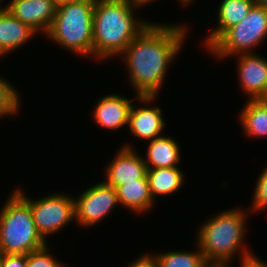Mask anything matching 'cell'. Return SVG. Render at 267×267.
Wrapping results in <instances>:
<instances>
[{
  "label": "cell",
  "instance_id": "1",
  "mask_svg": "<svg viewBox=\"0 0 267 267\" xmlns=\"http://www.w3.org/2000/svg\"><path fill=\"white\" fill-rule=\"evenodd\" d=\"M183 24L149 23L121 54L128 69L130 83L141 104L150 105L164 83L169 64L186 39Z\"/></svg>",
  "mask_w": 267,
  "mask_h": 267
},
{
  "label": "cell",
  "instance_id": "2",
  "mask_svg": "<svg viewBox=\"0 0 267 267\" xmlns=\"http://www.w3.org/2000/svg\"><path fill=\"white\" fill-rule=\"evenodd\" d=\"M140 8L126 0H95L93 12V56L105 60L120 56L149 25L134 16ZM140 20V21H139Z\"/></svg>",
  "mask_w": 267,
  "mask_h": 267
},
{
  "label": "cell",
  "instance_id": "3",
  "mask_svg": "<svg viewBox=\"0 0 267 267\" xmlns=\"http://www.w3.org/2000/svg\"><path fill=\"white\" fill-rule=\"evenodd\" d=\"M246 215L245 209H227L203 223L197 233L196 244L207 262H231L237 253L242 254L240 259L253 254L243 247Z\"/></svg>",
  "mask_w": 267,
  "mask_h": 267
},
{
  "label": "cell",
  "instance_id": "4",
  "mask_svg": "<svg viewBox=\"0 0 267 267\" xmlns=\"http://www.w3.org/2000/svg\"><path fill=\"white\" fill-rule=\"evenodd\" d=\"M94 7L95 0L57 6L46 37L72 53L93 58Z\"/></svg>",
  "mask_w": 267,
  "mask_h": 267
},
{
  "label": "cell",
  "instance_id": "5",
  "mask_svg": "<svg viewBox=\"0 0 267 267\" xmlns=\"http://www.w3.org/2000/svg\"><path fill=\"white\" fill-rule=\"evenodd\" d=\"M46 244L36 230L30 205L14 190L0 210V252L27 255Z\"/></svg>",
  "mask_w": 267,
  "mask_h": 267
},
{
  "label": "cell",
  "instance_id": "6",
  "mask_svg": "<svg viewBox=\"0 0 267 267\" xmlns=\"http://www.w3.org/2000/svg\"><path fill=\"white\" fill-rule=\"evenodd\" d=\"M266 37L267 6L254 4L242 21L225 31L207 50L221 60L252 53Z\"/></svg>",
  "mask_w": 267,
  "mask_h": 267
},
{
  "label": "cell",
  "instance_id": "7",
  "mask_svg": "<svg viewBox=\"0 0 267 267\" xmlns=\"http://www.w3.org/2000/svg\"><path fill=\"white\" fill-rule=\"evenodd\" d=\"M15 191L30 205L36 230L45 241L75 220V200L68 194L54 193L33 201L22 189Z\"/></svg>",
  "mask_w": 267,
  "mask_h": 267
},
{
  "label": "cell",
  "instance_id": "8",
  "mask_svg": "<svg viewBox=\"0 0 267 267\" xmlns=\"http://www.w3.org/2000/svg\"><path fill=\"white\" fill-rule=\"evenodd\" d=\"M74 200L75 221L83 228L99 223L119 204L117 190L104 180L87 188Z\"/></svg>",
  "mask_w": 267,
  "mask_h": 267
},
{
  "label": "cell",
  "instance_id": "9",
  "mask_svg": "<svg viewBox=\"0 0 267 267\" xmlns=\"http://www.w3.org/2000/svg\"><path fill=\"white\" fill-rule=\"evenodd\" d=\"M117 152L106 167L105 183L117 189L126 182H137L147 175L144 157L138 155L133 146L124 144Z\"/></svg>",
  "mask_w": 267,
  "mask_h": 267
},
{
  "label": "cell",
  "instance_id": "10",
  "mask_svg": "<svg viewBox=\"0 0 267 267\" xmlns=\"http://www.w3.org/2000/svg\"><path fill=\"white\" fill-rule=\"evenodd\" d=\"M237 56L238 79L248 99H267V59L256 53Z\"/></svg>",
  "mask_w": 267,
  "mask_h": 267
},
{
  "label": "cell",
  "instance_id": "11",
  "mask_svg": "<svg viewBox=\"0 0 267 267\" xmlns=\"http://www.w3.org/2000/svg\"><path fill=\"white\" fill-rule=\"evenodd\" d=\"M5 8L37 33L46 35L53 23L57 5L55 0H11Z\"/></svg>",
  "mask_w": 267,
  "mask_h": 267
},
{
  "label": "cell",
  "instance_id": "12",
  "mask_svg": "<svg viewBox=\"0 0 267 267\" xmlns=\"http://www.w3.org/2000/svg\"><path fill=\"white\" fill-rule=\"evenodd\" d=\"M132 100L117 93L101 97L93 112V119L96 124L109 130L127 127Z\"/></svg>",
  "mask_w": 267,
  "mask_h": 267
},
{
  "label": "cell",
  "instance_id": "13",
  "mask_svg": "<svg viewBox=\"0 0 267 267\" xmlns=\"http://www.w3.org/2000/svg\"><path fill=\"white\" fill-rule=\"evenodd\" d=\"M160 107H137L133 104L129 114L128 127L136 139L151 141L162 136L165 121Z\"/></svg>",
  "mask_w": 267,
  "mask_h": 267
},
{
  "label": "cell",
  "instance_id": "14",
  "mask_svg": "<svg viewBox=\"0 0 267 267\" xmlns=\"http://www.w3.org/2000/svg\"><path fill=\"white\" fill-rule=\"evenodd\" d=\"M29 25L15 18L5 7L0 9V57L29 42L36 36Z\"/></svg>",
  "mask_w": 267,
  "mask_h": 267
},
{
  "label": "cell",
  "instance_id": "15",
  "mask_svg": "<svg viewBox=\"0 0 267 267\" xmlns=\"http://www.w3.org/2000/svg\"><path fill=\"white\" fill-rule=\"evenodd\" d=\"M254 5L253 0H223L221 1L217 21L218 26L212 30L204 42L208 49L225 31L242 21Z\"/></svg>",
  "mask_w": 267,
  "mask_h": 267
},
{
  "label": "cell",
  "instance_id": "16",
  "mask_svg": "<svg viewBox=\"0 0 267 267\" xmlns=\"http://www.w3.org/2000/svg\"><path fill=\"white\" fill-rule=\"evenodd\" d=\"M147 158L144 161L147 169L172 168L180 163V147L171 136H160L149 141Z\"/></svg>",
  "mask_w": 267,
  "mask_h": 267
},
{
  "label": "cell",
  "instance_id": "17",
  "mask_svg": "<svg viewBox=\"0 0 267 267\" xmlns=\"http://www.w3.org/2000/svg\"><path fill=\"white\" fill-rule=\"evenodd\" d=\"M117 196L119 205L128 208L137 214L150 210L155 204L150 191L147 175L137 180V182H126V184L119 186L117 189Z\"/></svg>",
  "mask_w": 267,
  "mask_h": 267
},
{
  "label": "cell",
  "instance_id": "18",
  "mask_svg": "<svg viewBox=\"0 0 267 267\" xmlns=\"http://www.w3.org/2000/svg\"><path fill=\"white\" fill-rule=\"evenodd\" d=\"M184 173L179 167L147 169L149 191L153 201L156 196L176 193L183 185Z\"/></svg>",
  "mask_w": 267,
  "mask_h": 267
},
{
  "label": "cell",
  "instance_id": "19",
  "mask_svg": "<svg viewBox=\"0 0 267 267\" xmlns=\"http://www.w3.org/2000/svg\"><path fill=\"white\" fill-rule=\"evenodd\" d=\"M239 117L247 136L267 137V99H248Z\"/></svg>",
  "mask_w": 267,
  "mask_h": 267
},
{
  "label": "cell",
  "instance_id": "20",
  "mask_svg": "<svg viewBox=\"0 0 267 267\" xmlns=\"http://www.w3.org/2000/svg\"><path fill=\"white\" fill-rule=\"evenodd\" d=\"M197 251H168L156 253L153 256L156 258L159 267H204L207 263L204 254L197 245Z\"/></svg>",
  "mask_w": 267,
  "mask_h": 267
},
{
  "label": "cell",
  "instance_id": "21",
  "mask_svg": "<svg viewBox=\"0 0 267 267\" xmlns=\"http://www.w3.org/2000/svg\"><path fill=\"white\" fill-rule=\"evenodd\" d=\"M18 91L7 79L0 77V118L16 115L20 108Z\"/></svg>",
  "mask_w": 267,
  "mask_h": 267
},
{
  "label": "cell",
  "instance_id": "22",
  "mask_svg": "<svg viewBox=\"0 0 267 267\" xmlns=\"http://www.w3.org/2000/svg\"><path fill=\"white\" fill-rule=\"evenodd\" d=\"M48 245L26 255L27 267H65L49 252Z\"/></svg>",
  "mask_w": 267,
  "mask_h": 267
},
{
  "label": "cell",
  "instance_id": "23",
  "mask_svg": "<svg viewBox=\"0 0 267 267\" xmlns=\"http://www.w3.org/2000/svg\"><path fill=\"white\" fill-rule=\"evenodd\" d=\"M256 182L250 211L258 212L267 208V166L264 167Z\"/></svg>",
  "mask_w": 267,
  "mask_h": 267
},
{
  "label": "cell",
  "instance_id": "24",
  "mask_svg": "<svg viewBox=\"0 0 267 267\" xmlns=\"http://www.w3.org/2000/svg\"><path fill=\"white\" fill-rule=\"evenodd\" d=\"M1 267H27L26 255L2 254Z\"/></svg>",
  "mask_w": 267,
  "mask_h": 267
},
{
  "label": "cell",
  "instance_id": "25",
  "mask_svg": "<svg viewBox=\"0 0 267 267\" xmlns=\"http://www.w3.org/2000/svg\"><path fill=\"white\" fill-rule=\"evenodd\" d=\"M127 267H159L153 253L142 255L138 259L131 262Z\"/></svg>",
  "mask_w": 267,
  "mask_h": 267
},
{
  "label": "cell",
  "instance_id": "26",
  "mask_svg": "<svg viewBox=\"0 0 267 267\" xmlns=\"http://www.w3.org/2000/svg\"><path fill=\"white\" fill-rule=\"evenodd\" d=\"M240 261V267H267V263L262 262L255 254L249 255Z\"/></svg>",
  "mask_w": 267,
  "mask_h": 267
},
{
  "label": "cell",
  "instance_id": "27",
  "mask_svg": "<svg viewBox=\"0 0 267 267\" xmlns=\"http://www.w3.org/2000/svg\"><path fill=\"white\" fill-rule=\"evenodd\" d=\"M230 262H207L204 267H230Z\"/></svg>",
  "mask_w": 267,
  "mask_h": 267
},
{
  "label": "cell",
  "instance_id": "28",
  "mask_svg": "<svg viewBox=\"0 0 267 267\" xmlns=\"http://www.w3.org/2000/svg\"><path fill=\"white\" fill-rule=\"evenodd\" d=\"M126 1H128L130 3H133V4L137 5V6L144 7L146 5L151 4L155 0H126Z\"/></svg>",
  "mask_w": 267,
  "mask_h": 267
},
{
  "label": "cell",
  "instance_id": "29",
  "mask_svg": "<svg viewBox=\"0 0 267 267\" xmlns=\"http://www.w3.org/2000/svg\"><path fill=\"white\" fill-rule=\"evenodd\" d=\"M80 1H83V0H55L57 6H60L66 3H77Z\"/></svg>",
  "mask_w": 267,
  "mask_h": 267
},
{
  "label": "cell",
  "instance_id": "30",
  "mask_svg": "<svg viewBox=\"0 0 267 267\" xmlns=\"http://www.w3.org/2000/svg\"><path fill=\"white\" fill-rule=\"evenodd\" d=\"M255 5L267 6V0H253Z\"/></svg>",
  "mask_w": 267,
  "mask_h": 267
},
{
  "label": "cell",
  "instance_id": "31",
  "mask_svg": "<svg viewBox=\"0 0 267 267\" xmlns=\"http://www.w3.org/2000/svg\"><path fill=\"white\" fill-rule=\"evenodd\" d=\"M179 4L181 3V5H188L193 3V0H178Z\"/></svg>",
  "mask_w": 267,
  "mask_h": 267
},
{
  "label": "cell",
  "instance_id": "32",
  "mask_svg": "<svg viewBox=\"0 0 267 267\" xmlns=\"http://www.w3.org/2000/svg\"><path fill=\"white\" fill-rule=\"evenodd\" d=\"M2 265V253L0 252V267Z\"/></svg>",
  "mask_w": 267,
  "mask_h": 267
}]
</instances>
